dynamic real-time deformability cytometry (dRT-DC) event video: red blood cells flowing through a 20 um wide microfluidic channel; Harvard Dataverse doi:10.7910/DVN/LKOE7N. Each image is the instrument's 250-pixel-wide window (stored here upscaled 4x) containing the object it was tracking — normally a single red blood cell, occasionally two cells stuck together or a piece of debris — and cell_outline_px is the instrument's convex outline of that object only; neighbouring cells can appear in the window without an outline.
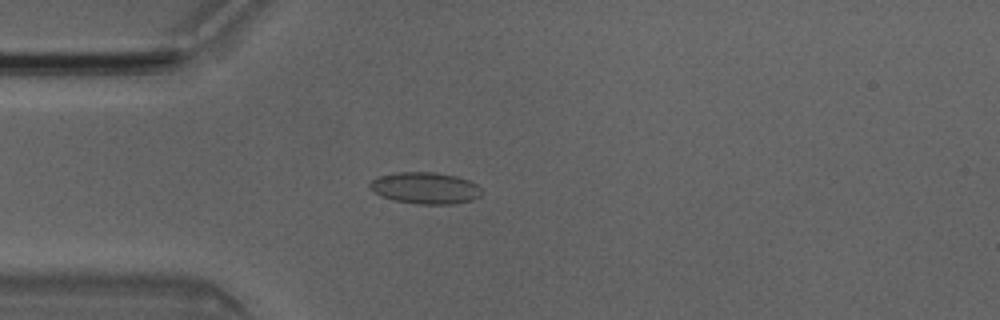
{"species": "Egyptian fruit bat (a non-hibernating species)", "species_latin": "Rousettus aegyptiacus", "temperature_condition": "room temperature", "stored_images_in_passage": 4, "camera_frame_rate_fps": 3000, "um_per_image_px": 0.085, "animal": {"sex": "male"}, "frame": {"image": 1, "passage_image": 3, "time_ms": 0.667, "image_size_px": [1000, 320], "cell_outline_px": [[480, 196], [472, 200], [456, 204], [420, 204], [392, 200], [380, 196], [368, 188], [368, 184], [372, 180], [380, 176], [396, 172], [432, 172], [456, 176], [468, 180], [476, 184], [480, 188]], "centroid_in_image_um": [36.11, 15.99], "position_along_channel_um": 48.9, "area_um2": 20.63}}